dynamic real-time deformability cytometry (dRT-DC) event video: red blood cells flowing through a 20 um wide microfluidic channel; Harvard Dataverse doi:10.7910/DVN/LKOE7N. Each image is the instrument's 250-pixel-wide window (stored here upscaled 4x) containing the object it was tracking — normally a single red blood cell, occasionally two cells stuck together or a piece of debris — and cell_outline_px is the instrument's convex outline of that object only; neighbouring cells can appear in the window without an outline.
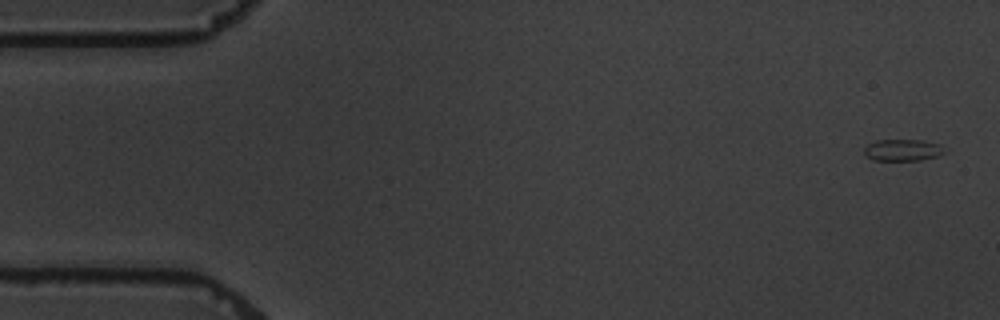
{"species": "common noctule bat (a hibernating species)", "species_latin": "Nyctalus noctula", "temperature_condition": "warm", "stored_images_in_passage": 7, "camera_frame_rate_fps": 3000, "um_per_image_px": 0.085, "animal": {"sex": "male", "body_mass_g": 19.5, "forearm_length_mm": 54.6}, "frame": {"image": 1, "passage_image": 1, "time_ms": 0.0, "image_size_px": [1000, 320], "cell_outline_px": [[948, 152], [940, 156], [920, 160], [872, 160], [864, 156], [864, 148], [868, 144], [876, 140], [920, 140], [940, 144]], "centroid_in_image_um": [76.75, 12.76], "position_along_channel_um": 8.2, "area_um2": 10.35}}